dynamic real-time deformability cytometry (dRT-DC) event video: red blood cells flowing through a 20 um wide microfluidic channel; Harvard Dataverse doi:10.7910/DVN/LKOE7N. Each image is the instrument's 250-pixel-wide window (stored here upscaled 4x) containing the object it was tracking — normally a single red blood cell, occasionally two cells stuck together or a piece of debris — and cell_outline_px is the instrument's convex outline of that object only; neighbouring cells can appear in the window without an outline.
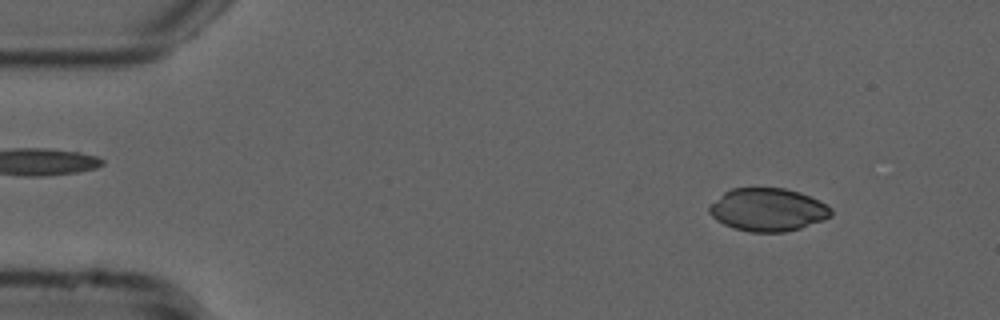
{"species": "common noctule bat (a hibernating species)", "species_latin": "Nyctalus noctula", "temperature_condition": "cold", "stored_images_in_passage": 15, "camera_frame_rate_fps": 3000, "um_per_image_px": 0.085, "animal": {"sex": "male", "forearm_length_mm": 52.5}, "frame": {"image": 1, "passage_image": 5, "time_ms": 1.333, "image_size_px": [1000, 320], "cell_outline_px": [[832, 216], [824, 220], [800, 228], [784, 232], [748, 232], [732, 228], [716, 220], [708, 212], [708, 208], [724, 192], [732, 188], [784, 188], [800, 192], [832, 208]], "centroid_in_image_um": [65.26, 17.84], "position_along_channel_um": 19.7, "area_um2": 30.4}}